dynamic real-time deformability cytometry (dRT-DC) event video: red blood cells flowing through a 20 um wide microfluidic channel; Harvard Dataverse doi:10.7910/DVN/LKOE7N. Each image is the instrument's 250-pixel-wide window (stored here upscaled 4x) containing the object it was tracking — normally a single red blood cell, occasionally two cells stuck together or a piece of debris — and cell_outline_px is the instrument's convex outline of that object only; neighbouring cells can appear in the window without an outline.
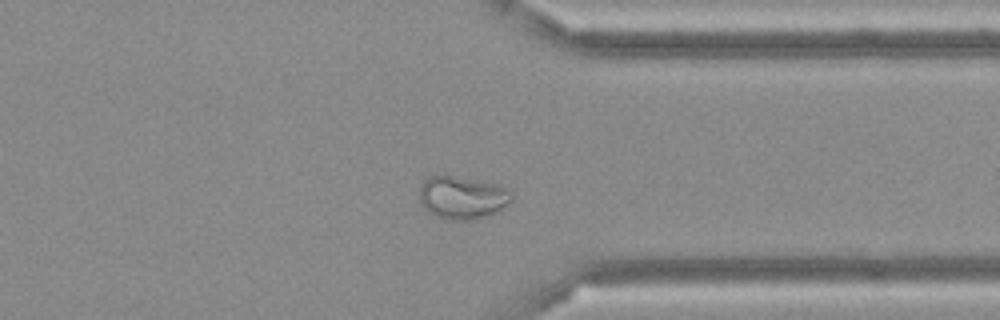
{"species": "Egyptian fruit bat (a non-hibernating species)", "species_latin": "Rousettus aegyptiacus", "temperature_condition": "cold", "stored_images_in_passage": 37, "camera_frame_rate_fps": 3000, "um_per_image_px": 0.085, "frame": {"image": 1, "passage_image": 26, "time_ms": 8.333, "image_size_px": [1000, 320], "cell_outline_px": [[512, 200], [496, 212], [468, 220], [448, 220], [436, 216], [428, 212], [424, 208], [420, 200], [420, 184], [424, 180], [432, 176], [444, 172], [500, 184], [508, 188], [512, 192]], "centroid_in_image_um": [39.28, 16.73], "position_along_channel_um": 372.1, "area_um2": 23.64}}
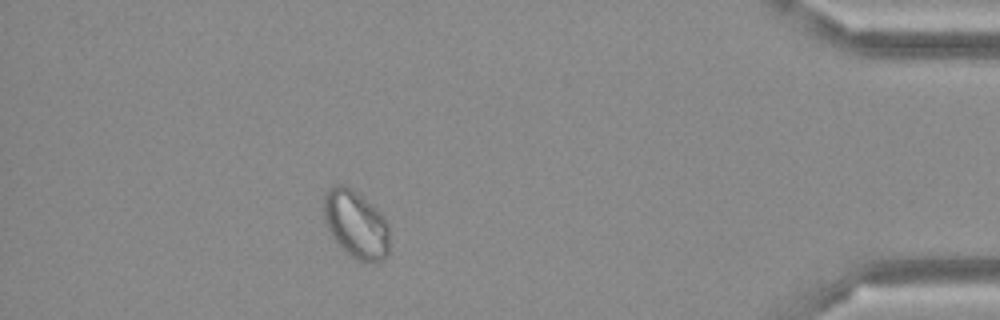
{"frame": {"image": 2, "passage_image": 32, "time_ms": 10.333, "image_size_px": [1000, 320], "cell_outline_px": [[388, 256], [384, 260], [376, 264], [372, 264], [360, 260], [344, 252], [332, 236], [324, 220], [324, 196], [328, 188], [332, 184], [344, 184], [356, 192], [372, 204], [384, 216], [388, 224]], "centroid_in_image_um": [30.26, 19.08], "position_along_channel_um": 404.9, "area_um2": 26.24}}